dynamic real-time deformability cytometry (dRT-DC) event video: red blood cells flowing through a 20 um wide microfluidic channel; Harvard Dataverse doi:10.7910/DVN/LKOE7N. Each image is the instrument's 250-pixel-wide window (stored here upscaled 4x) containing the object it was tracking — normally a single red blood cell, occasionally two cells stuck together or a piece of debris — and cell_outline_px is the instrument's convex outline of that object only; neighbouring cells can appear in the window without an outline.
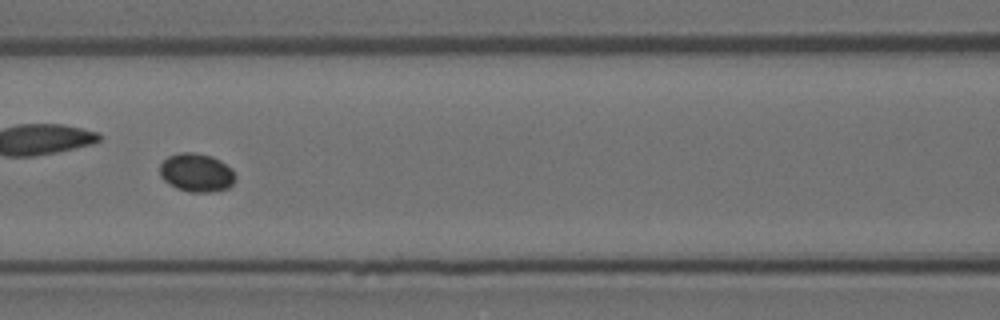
{"species": "Egyptian fruit bat (a non-hibernating species)", "species_latin": "Rousettus aegyptiacus", "temperature_condition": "room temperature", "stored_images_in_passage": 57, "camera_frame_rate_fps": 3000, "um_per_image_px": 0.085, "animal": {"sex": "female"}, "frame": {"image": 1, "passage_image": 25, "time_ms": 8.0, "image_size_px": [1000, 320], "cell_outline_px": [[236, 180], [228, 188], [208, 192], [192, 192], [176, 188], [168, 184], [160, 176], [160, 164], [168, 156], [180, 152], [192, 152], [212, 156], [220, 160], [232, 168], [236, 176]], "centroid_in_image_um": [16.71, 14.67], "position_along_channel_um": 149.9, "area_um2": 17.05}}
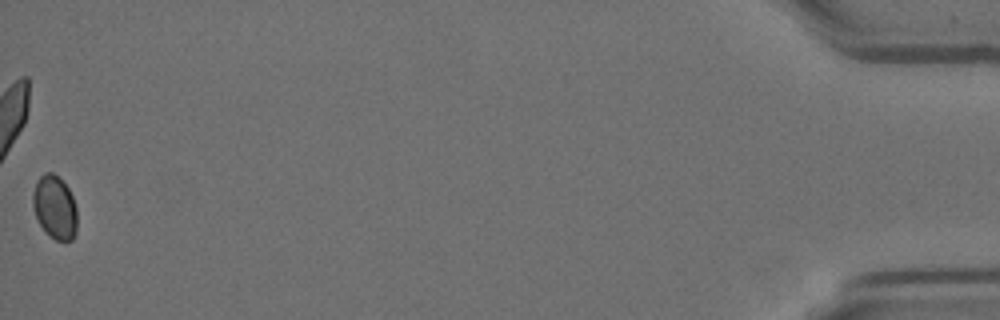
{"frame": {"image": 2, "passage_image": 57, "time_ms": 18.667, "image_size_px": [1000, 320], "cell_outline_px": [[76, 232], [72, 240], [56, 240], [44, 232], [36, 216], [32, 204], [32, 192], [36, 180], [44, 172], [52, 172], [68, 188], [72, 196], [76, 208]], "centroid_in_image_um": [4.63, 17.62], "position_along_channel_um": 430.6, "area_um2": 16.36}}